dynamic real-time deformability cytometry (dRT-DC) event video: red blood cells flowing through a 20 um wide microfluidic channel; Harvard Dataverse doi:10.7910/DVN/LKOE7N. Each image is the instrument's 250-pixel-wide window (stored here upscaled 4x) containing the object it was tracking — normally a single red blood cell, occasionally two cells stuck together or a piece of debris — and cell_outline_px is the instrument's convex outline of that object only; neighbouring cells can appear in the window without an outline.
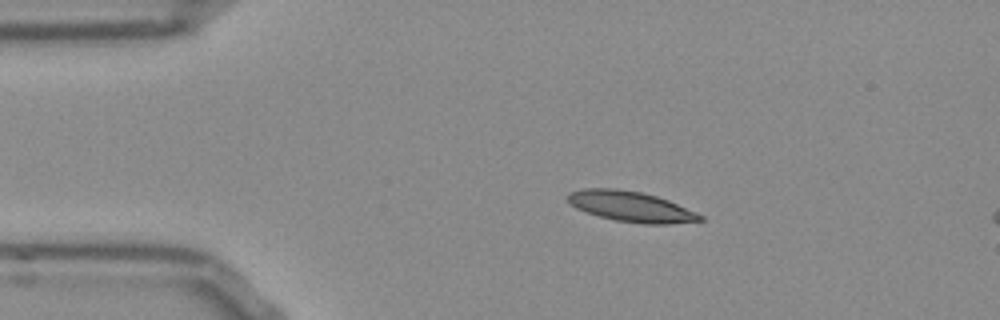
{"species": "Egyptian fruit bat (a non-hibernating species)", "species_latin": "Rousettus aegyptiacus", "temperature_condition": "room temperature", "stored_images_in_passage": 44, "camera_frame_rate_fps": 3000, "um_per_image_px": 0.085, "frame": {"image": 1, "passage_image": 1, "time_ms": 0.0, "image_size_px": [1000, 320], "cell_outline_px": [[704, 220], [668, 224], [644, 224], [616, 220], [600, 216], [576, 208], [568, 204], [564, 196], [568, 192], [584, 188], [616, 188], [640, 192], [656, 196], [668, 200], [696, 212], [704, 216]], "centroid_in_image_um": [53.58, 17.54], "position_along_channel_um": 31.4, "area_um2": 23.52}}
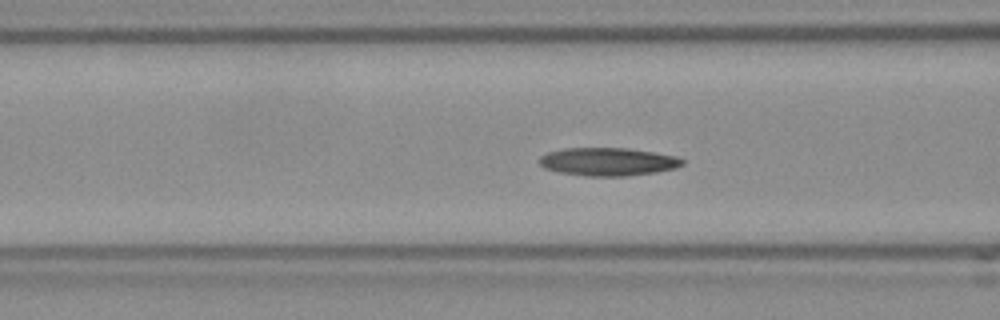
{"frame": {"image": 2, "passage_image": 11, "time_ms": 3.333, "image_size_px": [1000, 320], "cell_outline_px": [[684, 164], [676, 168], [656, 172], [624, 176], [588, 176], [560, 172], [544, 168], [540, 164], [540, 156], [548, 152], [564, 148], [628, 148], [676, 156], [684, 160]], "centroid_in_image_um": [51.69, 13.74], "position_along_channel_um": 114.9, "area_um2": 23.29}}
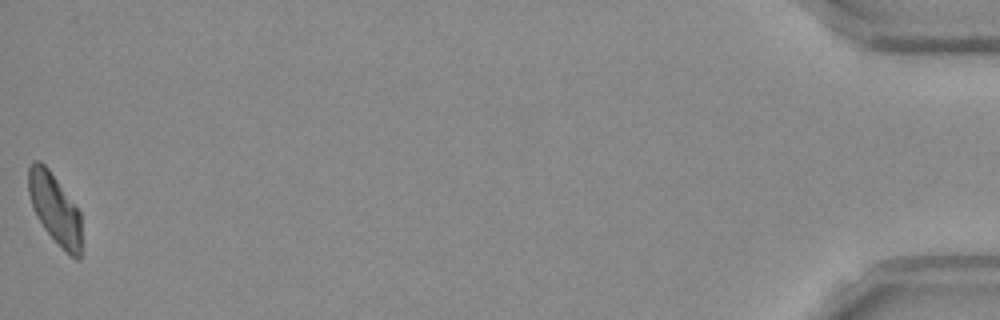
{"frame": {"image": 3, "passage_image": 44, "time_ms": 14.333, "image_size_px": [1000, 320], "cell_outline_px": [[80, 260], [76, 260], [44, 228], [32, 204], [28, 192], [28, 168], [32, 160], [40, 160], [48, 168], [80, 212]], "centroid_in_image_um": [4.64, 17.67], "position_along_channel_um": 430.6, "area_um2": 20.98}, "authors_computed_cell_mechanics": {"area_um2": 22.542, "velocity_mm_per_s": 3.8027, "shape_relaxation_time_tau1_ms": 5.6228, "shape_relaxation_time_tau2_ms": 11.1227, "deformation_change_tau1": 0.1638, "deformation_change_tau2": 0.1868}}